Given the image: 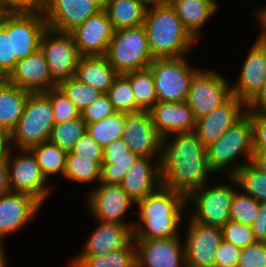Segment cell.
Returning a JSON list of instances; mask_svg holds the SVG:
<instances>
[{
	"label": "cell",
	"instance_id": "obj_31",
	"mask_svg": "<svg viewBox=\"0 0 266 267\" xmlns=\"http://www.w3.org/2000/svg\"><path fill=\"white\" fill-rule=\"evenodd\" d=\"M229 173V177L234 183L250 195L259 203L266 202V173L261 172L250 163L235 165Z\"/></svg>",
	"mask_w": 266,
	"mask_h": 267
},
{
	"label": "cell",
	"instance_id": "obj_58",
	"mask_svg": "<svg viewBox=\"0 0 266 267\" xmlns=\"http://www.w3.org/2000/svg\"><path fill=\"white\" fill-rule=\"evenodd\" d=\"M3 251L2 240L0 241V267H6V258Z\"/></svg>",
	"mask_w": 266,
	"mask_h": 267
},
{
	"label": "cell",
	"instance_id": "obj_57",
	"mask_svg": "<svg viewBox=\"0 0 266 267\" xmlns=\"http://www.w3.org/2000/svg\"><path fill=\"white\" fill-rule=\"evenodd\" d=\"M92 4H94L99 10H105L109 0H89Z\"/></svg>",
	"mask_w": 266,
	"mask_h": 267
},
{
	"label": "cell",
	"instance_id": "obj_39",
	"mask_svg": "<svg viewBox=\"0 0 266 267\" xmlns=\"http://www.w3.org/2000/svg\"><path fill=\"white\" fill-rule=\"evenodd\" d=\"M57 87L75 105L80 113L103 94L99 90L80 82L75 77L61 82Z\"/></svg>",
	"mask_w": 266,
	"mask_h": 267
},
{
	"label": "cell",
	"instance_id": "obj_46",
	"mask_svg": "<svg viewBox=\"0 0 266 267\" xmlns=\"http://www.w3.org/2000/svg\"><path fill=\"white\" fill-rule=\"evenodd\" d=\"M245 113L252 125L253 151H266V114L252 112L249 108Z\"/></svg>",
	"mask_w": 266,
	"mask_h": 267
},
{
	"label": "cell",
	"instance_id": "obj_34",
	"mask_svg": "<svg viewBox=\"0 0 266 267\" xmlns=\"http://www.w3.org/2000/svg\"><path fill=\"white\" fill-rule=\"evenodd\" d=\"M35 156L42 174L46 179L52 174L64 175L67 152L50 141L32 146L29 149Z\"/></svg>",
	"mask_w": 266,
	"mask_h": 267
},
{
	"label": "cell",
	"instance_id": "obj_50",
	"mask_svg": "<svg viewBox=\"0 0 266 267\" xmlns=\"http://www.w3.org/2000/svg\"><path fill=\"white\" fill-rule=\"evenodd\" d=\"M45 0H0L8 9L41 8Z\"/></svg>",
	"mask_w": 266,
	"mask_h": 267
},
{
	"label": "cell",
	"instance_id": "obj_5",
	"mask_svg": "<svg viewBox=\"0 0 266 267\" xmlns=\"http://www.w3.org/2000/svg\"><path fill=\"white\" fill-rule=\"evenodd\" d=\"M106 57L118 75L149 68L154 58L144 26L115 30Z\"/></svg>",
	"mask_w": 266,
	"mask_h": 267
},
{
	"label": "cell",
	"instance_id": "obj_53",
	"mask_svg": "<svg viewBox=\"0 0 266 267\" xmlns=\"http://www.w3.org/2000/svg\"><path fill=\"white\" fill-rule=\"evenodd\" d=\"M251 163L261 172L266 173V151H253Z\"/></svg>",
	"mask_w": 266,
	"mask_h": 267
},
{
	"label": "cell",
	"instance_id": "obj_30",
	"mask_svg": "<svg viewBox=\"0 0 266 267\" xmlns=\"http://www.w3.org/2000/svg\"><path fill=\"white\" fill-rule=\"evenodd\" d=\"M146 10L138 0H109L105 9L114 30L142 26Z\"/></svg>",
	"mask_w": 266,
	"mask_h": 267
},
{
	"label": "cell",
	"instance_id": "obj_38",
	"mask_svg": "<svg viewBox=\"0 0 266 267\" xmlns=\"http://www.w3.org/2000/svg\"><path fill=\"white\" fill-rule=\"evenodd\" d=\"M106 94L116 112L136 113L134 92L130 80L125 75H118Z\"/></svg>",
	"mask_w": 266,
	"mask_h": 267
},
{
	"label": "cell",
	"instance_id": "obj_9",
	"mask_svg": "<svg viewBox=\"0 0 266 267\" xmlns=\"http://www.w3.org/2000/svg\"><path fill=\"white\" fill-rule=\"evenodd\" d=\"M41 8L11 9L12 57L22 60L40 48V40L47 29Z\"/></svg>",
	"mask_w": 266,
	"mask_h": 267
},
{
	"label": "cell",
	"instance_id": "obj_48",
	"mask_svg": "<svg viewBox=\"0 0 266 267\" xmlns=\"http://www.w3.org/2000/svg\"><path fill=\"white\" fill-rule=\"evenodd\" d=\"M241 248L221 240L216 251V267H237Z\"/></svg>",
	"mask_w": 266,
	"mask_h": 267
},
{
	"label": "cell",
	"instance_id": "obj_3",
	"mask_svg": "<svg viewBox=\"0 0 266 267\" xmlns=\"http://www.w3.org/2000/svg\"><path fill=\"white\" fill-rule=\"evenodd\" d=\"M143 26L153 58L182 57L195 43L170 3L149 7Z\"/></svg>",
	"mask_w": 266,
	"mask_h": 267
},
{
	"label": "cell",
	"instance_id": "obj_45",
	"mask_svg": "<svg viewBox=\"0 0 266 267\" xmlns=\"http://www.w3.org/2000/svg\"><path fill=\"white\" fill-rule=\"evenodd\" d=\"M237 267H266V243L255 242L241 248Z\"/></svg>",
	"mask_w": 266,
	"mask_h": 267
},
{
	"label": "cell",
	"instance_id": "obj_15",
	"mask_svg": "<svg viewBox=\"0 0 266 267\" xmlns=\"http://www.w3.org/2000/svg\"><path fill=\"white\" fill-rule=\"evenodd\" d=\"M114 31L107 12L100 10L70 33L80 56H106Z\"/></svg>",
	"mask_w": 266,
	"mask_h": 267
},
{
	"label": "cell",
	"instance_id": "obj_25",
	"mask_svg": "<svg viewBox=\"0 0 266 267\" xmlns=\"http://www.w3.org/2000/svg\"><path fill=\"white\" fill-rule=\"evenodd\" d=\"M151 159L153 158H138L127 170V173L120 184L135 203L156 192V187H161L160 161H157V165L152 167L150 163Z\"/></svg>",
	"mask_w": 266,
	"mask_h": 267
},
{
	"label": "cell",
	"instance_id": "obj_49",
	"mask_svg": "<svg viewBox=\"0 0 266 267\" xmlns=\"http://www.w3.org/2000/svg\"><path fill=\"white\" fill-rule=\"evenodd\" d=\"M259 214L252 224L255 242L266 243V202L259 203Z\"/></svg>",
	"mask_w": 266,
	"mask_h": 267
},
{
	"label": "cell",
	"instance_id": "obj_54",
	"mask_svg": "<svg viewBox=\"0 0 266 267\" xmlns=\"http://www.w3.org/2000/svg\"><path fill=\"white\" fill-rule=\"evenodd\" d=\"M9 142V135L2 129L0 128V157H4L8 150L10 149L8 146Z\"/></svg>",
	"mask_w": 266,
	"mask_h": 267
},
{
	"label": "cell",
	"instance_id": "obj_26",
	"mask_svg": "<svg viewBox=\"0 0 266 267\" xmlns=\"http://www.w3.org/2000/svg\"><path fill=\"white\" fill-rule=\"evenodd\" d=\"M103 161L100 183L120 185L127 170L140 158L129 151L122 138L116 139L102 148Z\"/></svg>",
	"mask_w": 266,
	"mask_h": 267
},
{
	"label": "cell",
	"instance_id": "obj_14",
	"mask_svg": "<svg viewBox=\"0 0 266 267\" xmlns=\"http://www.w3.org/2000/svg\"><path fill=\"white\" fill-rule=\"evenodd\" d=\"M266 80V36L253 44L242 67L239 82L231 93L249 105L264 88Z\"/></svg>",
	"mask_w": 266,
	"mask_h": 267
},
{
	"label": "cell",
	"instance_id": "obj_27",
	"mask_svg": "<svg viewBox=\"0 0 266 267\" xmlns=\"http://www.w3.org/2000/svg\"><path fill=\"white\" fill-rule=\"evenodd\" d=\"M118 76L106 56H80L75 78L106 94Z\"/></svg>",
	"mask_w": 266,
	"mask_h": 267
},
{
	"label": "cell",
	"instance_id": "obj_28",
	"mask_svg": "<svg viewBox=\"0 0 266 267\" xmlns=\"http://www.w3.org/2000/svg\"><path fill=\"white\" fill-rule=\"evenodd\" d=\"M30 93L6 79L0 82V128L8 135L16 128Z\"/></svg>",
	"mask_w": 266,
	"mask_h": 267
},
{
	"label": "cell",
	"instance_id": "obj_10",
	"mask_svg": "<svg viewBox=\"0 0 266 267\" xmlns=\"http://www.w3.org/2000/svg\"><path fill=\"white\" fill-rule=\"evenodd\" d=\"M231 95L224 77L214 71L199 70L191 81L186 102L197 120L211 113Z\"/></svg>",
	"mask_w": 266,
	"mask_h": 267
},
{
	"label": "cell",
	"instance_id": "obj_40",
	"mask_svg": "<svg viewBox=\"0 0 266 267\" xmlns=\"http://www.w3.org/2000/svg\"><path fill=\"white\" fill-rule=\"evenodd\" d=\"M17 61L16 57H12L11 9H8L0 21V76L5 79Z\"/></svg>",
	"mask_w": 266,
	"mask_h": 267
},
{
	"label": "cell",
	"instance_id": "obj_17",
	"mask_svg": "<svg viewBox=\"0 0 266 267\" xmlns=\"http://www.w3.org/2000/svg\"><path fill=\"white\" fill-rule=\"evenodd\" d=\"M98 11L89 0H45L41 7L47 28L68 33Z\"/></svg>",
	"mask_w": 266,
	"mask_h": 267
},
{
	"label": "cell",
	"instance_id": "obj_37",
	"mask_svg": "<svg viewBox=\"0 0 266 267\" xmlns=\"http://www.w3.org/2000/svg\"><path fill=\"white\" fill-rule=\"evenodd\" d=\"M87 124L82 117L55 124L49 141L66 152H70L76 142L86 133Z\"/></svg>",
	"mask_w": 266,
	"mask_h": 267
},
{
	"label": "cell",
	"instance_id": "obj_12",
	"mask_svg": "<svg viewBox=\"0 0 266 267\" xmlns=\"http://www.w3.org/2000/svg\"><path fill=\"white\" fill-rule=\"evenodd\" d=\"M10 151L9 149L4 156L8 167L10 191L29 194L43 204L50 188L45 186L47 179L42 174L35 156L29 149H21V154L11 161Z\"/></svg>",
	"mask_w": 266,
	"mask_h": 267
},
{
	"label": "cell",
	"instance_id": "obj_55",
	"mask_svg": "<svg viewBox=\"0 0 266 267\" xmlns=\"http://www.w3.org/2000/svg\"><path fill=\"white\" fill-rule=\"evenodd\" d=\"M138 1L142 3L147 9L149 8V6L156 7L169 3V0H138Z\"/></svg>",
	"mask_w": 266,
	"mask_h": 267
},
{
	"label": "cell",
	"instance_id": "obj_6",
	"mask_svg": "<svg viewBox=\"0 0 266 267\" xmlns=\"http://www.w3.org/2000/svg\"><path fill=\"white\" fill-rule=\"evenodd\" d=\"M149 69L155 80L157 102L169 103L187 100L191 81L199 71L189 67L183 57L155 58Z\"/></svg>",
	"mask_w": 266,
	"mask_h": 267
},
{
	"label": "cell",
	"instance_id": "obj_13",
	"mask_svg": "<svg viewBox=\"0 0 266 267\" xmlns=\"http://www.w3.org/2000/svg\"><path fill=\"white\" fill-rule=\"evenodd\" d=\"M186 238V267H216V251L222 240L221 228L206 226L191 219Z\"/></svg>",
	"mask_w": 266,
	"mask_h": 267
},
{
	"label": "cell",
	"instance_id": "obj_18",
	"mask_svg": "<svg viewBox=\"0 0 266 267\" xmlns=\"http://www.w3.org/2000/svg\"><path fill=\"white\" fill-rule=\"evenodd\" d=\"M248 105L233 94L211 113L196 120L195 133L204 147L217 141L229 128L238 122L246 113L241 109Z\"/></svg>",
	"mask_w": 266,
	"mask_h": 267
},
{
	"label": "cell",
	"instance_id": "obj_19",
	"mask_svg": "<svg viewBox=\"0 0 266 267\" xmlns=\"http://www.w3.org/2000/svg\"><path fill=\"white\" fill-rule=\"evenodd\" d=\"M134 241L136 267H186L185 248L181 246L178 237Z\"/></svg>",
	"mask_w": 266,
	"mask_h": 267
},
{
	"label": "cell",
	"instance_id": "obj_33",
	"mask_svg": "<svg viewBox=\"0 0 266 267\" xmlns=\"http://www.w3.org/2000/svg\"><path fill=\"white\" fill-rule=\"evenodd\" d=\"M136 99V112L149 111L156 103V87L152 71L147 68L125 74Z\"/></svg>",
	"mask_w": 266,
	"mask_h": 267
},
{
	"label": "cell",
	"instance_id": "obj_43",
	"mask_svg": "<svg viewBox=\"0 0 266 267\" xmlns=\"http://www.w3.org/2000/svg\"><path fill=\"white\" fill-rule=\"evenodd\" d=\"M222 239L239 247L245 248L255 243L252 226L229 219L221 228Z\"/></svg>",
	"mask_w": 266,
	"mask_h": 267
},
{
	"label": "cell",
	"instance_id": "obj_8",
	"mask_svg": "<svg viewBox=\"0 0 266 267\" xmlns=\"http://www.w3.org/2000/svg\"><path fill=\"white\" fill-rule=\"evenodd\" d=\"M40 49L44 53L52 80L57 85L75 77L80 55L71 33L47 28L42 34Z\"/></svg>",
	"mask_w": 266,
	"mask_h": 267
},
{
	"label": "cell",
	"instance_id": "obj_2",
	"mask_svg": "<svg viewBox=\"0 0 266 267\" xmlns=\"http://www.w3.org/2000/svg\"><path fill=\"white\" fill-rule=\"evenodd\" d=\"M186 202L184 194L163 187L138 201L140 220L137 225L133 224L135 239L179 237L178 224Z\"/></svg>",
	"mask_w": 266,
	"mask_h": 267
},
{
	"label": "cell",
	"instance_id": "obj_42",
	"mask_svg": "<svg viewBox=\"0 0 266 267\" xmlns=\"http://www.w3.org/2000/svg\"><path fill=\"white\" fill-rule=\"evenodd\" d=\"M50 100L55 124L81 117L80 111L57 87L43 92Z\"/></svg>",
	"mask_w": 266,
	"mask_h": 267
},
{
	"label": "cell",
	"instance_id": "obj_47",
	"mask_svg": "<svg viewBox=\"0 0 266 267\" xmlns=\"http://www.w3.org/2000/svg\"><path fill=\"white\" fill-rule=\"evenodd\" d=\"M71 152L92 161H103L102 147L87 132L76 142Z\"/></svg>",
	"mask_w": 266,
	"mask_h": 267
},
{
	"label": "cell",
	"instance_id": "obj_24",
	"mask_svg": "<svg viewBox=\"0 0 266 267\" xmlns=\"http://www.w3.org/2000/svg\"><path fill=\"white\" fill-rule=\"evenodd\" d=\"M134 228L128 225L100 222L90 235L81 255L107 254L115 250H127L135 241Z\"/></svg>",
	"mask_w": 266,
	"mask_h": 267
},
{
	"label": "cell",
	"instance_id": "obj_51",
	"mask_svg": "<svg viewBox=\"0 0 266 267\" xmlns=\"http://www.w3.org/2000/svg\"><path fill=\"white\" fill-rule=\"evenodd\" d=\"M252 112L266 114V80L264 88L257 97L248 105Z\"/></svg>",
	"mask_w": 266,
	"mask_h": 267
},
{
	"label": "cell",
	"instance_id": "obj_44",
	"mask_svg": "<svg viewBox=\"0 0 266 267\" xmlns=\"http://www.w3.org/2000/svg\"><path fill=\"white\" fill-rule=\"evenodd\" d=\"M114 113H116V111L107 94H102L81 113V117L86 124H91L111 116Z\"/></svg>",
	"mask_w": 266,
	"mask_h": 267
},
{
	"label": "cell",
	"instance_id": "obj_22",
	"mask_svg": "<svg viewBox=\"0 0 266 267\" xmlns=\"http://www.w3.org/2000/svg\"><path fill=\"white\" fill-rule=\"evenodd\" d=\"M149 113L156 131L163 138L162 144H166V138L170 134L195 131L196 119L188 103L184 102H157Z\"/></svg>",
	"mask_w": 266,
	"mask_h": 267
},
{
	"label": "cell",
	"instance_id": "obj_35",
	"mask_svg": "<svg viewBox=\"0 0 266 267\" xmlns=\"http://www.w3.org/2000/svg\"><path fill=\"white\" fill-rule=\"evenodd\" d=\"M126 113L116 112L98 122L87 124L86 132L103 148L122 138Z\"/></svg>",
	"mask_w": 266,
	"mask_h": 267
},
{
	"label": "cell",
	"instance_id": "obj_1",
	"mask_svg": "<svg viewBox=\"0 0 266 267\" xmlns=\"http://www.w3.org/2000/svg\"><path fill=\"white\" fill-rule=\"evenodd\" d=\"M170 143L162 144L159 158L161 187L187 197L206 184L208 174L212 173L207 163L206 147L194 131L177 133Z\"/></svg>",
	"mask_w": 266,
	"mask_h": 267
},
{
	"label": "cell",
	"instance_id": "obj_59",
	"mask_svg": "<svg viewBox=\"0 0 266 267\" xmlns=\"http://www.w3.org/2000/svg\"><path fill=\"white\" fill-rule=\"evenodd\" d=\"M7 10H8V8H7L4 4L0 3V21H1V18H2V16H3V14H4Z\"/></svg>",
	"mask_w": 266,
	"mask_h": 267
},
{
	"label": "cell",
	"instance_id": "obj_23",
	"mask_svg": "<svg viewBox=\"0 0 266 267\" xmlns=\"http://www.w3.org/2000/svg\"><path fill=\"white\" fill-rule=\"evenodd\" d=\"M41 205L38 199L25 193L10 191L0 196V241L1 237L21 229Z\"/></svg>",
	"mask_w": 266,
	"mask_h": 267
},
{
	"label": "cell",
	"instance_id": "obj_56",
	"mask_svg": "<svg viewBox=\"0 0 266 267\" xmlns=\"http://www.w3.org/2000/svg\"><path fill=\"white\" fill-rule=\"evenodd\" d=\"M258 18H259V22L260 25L262 26L263 31L262 33L266 36V8L264 7V9L259 10V12L257 13Z\"/></svg>",
	"mask_w": 266,
	"mask_h": 267
},
{
	"label": "cell",
	"instance_id": "obj_11",
	"mask_svg": "<svg viewBox=\"0 0 266 267\" xmlns=\"http://www.w3.org/2000/svg\"><path fill=\"white\" fill-rule=\"evenodd\" d=\"M192 191L187 202L192 200L196 205V212L192 220L212 227L222 228L230 219V208L235 189L228 185H219L211 188L205 187Z\"/></svg>",
	"mask_w": 266,
	"mask_h": 267
},
{
	"label": "cell",
	"instance_id": "obj_4",
	"mask_svg": "<svg viewBox=\"0 0 266 267\" xmlns=\"http://www.w3.org/2000/svg\"><path fill=\"white\" fill-rule=\"evenodd\" d=\"M55 125L52 104L43 92L30 93L16 128L9 135V142L18 148L30 149L47 142Z\"/></svg>",
	"mask_w": 266,
	"mask_h": 267
},
{
	"label": "cell",
	"instance_id": "obj_29",
	"mask_svg": "<svg viewBox=\"0 0 266 267\" xmlns=\"http://www.w3.org/2000/svg\"><path fill=\"white\" fill-rule=\"evenodd\" d=\"M185 28L197 40L200 28L216 11L215 0H169Z\"/></svg>",
	"mask_w": 266,
	"mask_h": 267
},
{
	"label": "cell",
	"instance_id": "obj_32",
	"mask_svg": "<svg viewBox=\"0 0 266 267\" xmlns=\"http://www.w3.org/2000/svg\"><path fill=\"white\" fill-rule=\"evenodd\" d=\"M136 245L127 250H115L100 255H79L74 258L72 267H136Z\"/></svg>",
	"mask_w": 266,
	"mask_h": 267
},
{
	"label": "cell",
	"instance_id": "obj_52",
	"mask_svg": "<svg viewBox=\"0 0 266 267\" xmlns=\"http://www.w3.org/2000/svg\"><path fill=\"white\" fill-rule=\"evenodd\" d=\"M10 192L8 167L5 157H0V196Z\"/></svg>",
	"mask_w": 266,
	"mask_h": 267
},
{
	"label": "cell",
	"instance_id": "obj_16",
	"mask_svg": "<svg viewBox=\"0 0 266 267\" xmlns=\"http://www.w3.org/2000/svg\"><path fill=\"white\" fill-rule=\"evenodd\" d=\"M122 140L139 157L153 158L154 154L162 153L159 151L163 138L156 131L149 111L126 114Z\"/></svg>",
	"mask_w": 266,
	"mask_h": 267
},
{
	"label": "cell",
	"instance_id": "obj_41",
	"mask_svg": "<svg viewBox=\"0 0 266 267\" xmlns=\"http://www.w3.org/2000/svg\"><path fill=\"white\" fill-rule=\"evenodd\" d=\"M259 202L245 193L235 191L231 208L230 219L246 226H252L259 214Z\"/></svg>",
	"mask_w": 266,
	"mask_h": 267
},
{
	"label": "cell",
	"instance_id": "obj_20",
	"mask_svg": "<svg viewBox=\"0 0 266 267\" xmlns=\"http://www.w3.org/2000/svg\"><path fill=\"white\" fill-rule=\"evenodd\" d=\"M100 186L89 193L91 213L100 222H111L133 227L122 220L123 215L134 201L128 196L120 185L99 183ZM124 221V222H123Z\"/></svg>",
	"mask_w": 266,
	"mask_h": 267
},
{
	"label": "cell",
	"instance_id": "obj_7",
	"mask_svg": "<svg viewBox=\"0 0 266 267\" xmlns=\"http://www.w3.org/2000/svg\"><path fill=\"white\" fill-rule=\"evenodd\" d=\"M207 163L212 172L225 170L239 154H244L250 163L253 157L252 125L245 114L217 141L206 148ZM225 167V168H224Z\"/></svg>",
	"mask_w": 266,
	"mask_h": 267
},
{
	"label": "cell",
	"instance_id": "obj_36",
	"mask_svg": "<svg viewBox=\"0 0 266 267\" xmlns=\"http://www.w3.org/2000/svg\"><path fill=\"white\" fill-rule=\"evenodd\" d=\"M102 162L92 161L74 155L71 151L66 154L64 176L71 181L87 183L101 178Z\"/></svg>",
	"mask_w": 266,
	"mask_h": 267
},
{
	"label": "cell",
	"instance_id": "obj_21",
	"mask_svg": "<svg viewBox=\"0 0 266 267\" xmlns=\"http://www.w3.org/2000/svg\"><path fill=\"white\" fill-rule=\"evenodd\" d=\"M5 79L10 84L31 93L45 92L58 86L52 80L44 53L40 48L25 59L17 61Z\"/></svg>",
	"mask_w": 266,
	"mask_h": 267
}]
</instances>
